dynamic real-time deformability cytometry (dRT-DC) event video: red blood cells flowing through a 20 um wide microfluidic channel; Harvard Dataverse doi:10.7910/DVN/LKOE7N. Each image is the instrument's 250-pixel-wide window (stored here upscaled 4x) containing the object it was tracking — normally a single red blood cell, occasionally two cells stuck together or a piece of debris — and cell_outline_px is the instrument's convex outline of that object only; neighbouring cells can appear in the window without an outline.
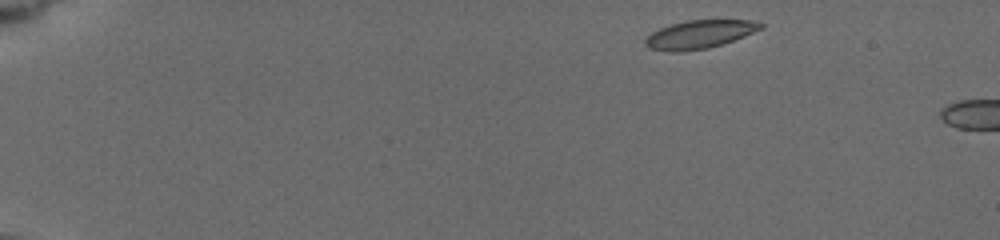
{"species": "common noctule bat (a hibernating species)", "species_latin": "Nyctalus noctula", "temperature_condition": "cold", "stored_images_in_passage": 5, "camera_frame_rate_fps": 3000, "um_per_image_px": 0.085, "animal": {"sex": "female", "body_mass_g": 19.5, "forearm_length_mm": 54.1}, "frame": {"image": 1, "passage_image": 2, "time_ms": 0.667, "image_size_px": [1000, 240], "cell_outline_px": [[764, 28], [744, 36], [708, 48], [680, 52], [668, 52], [648, 48], [644, 44], [644, 40], [652, 32], [660, 28], [684, 20], [752, 20], [764, 24]], "centroid_in_image_um": [59.43, 2.92], "position_along_channel_um": 25.6, "area_um2": 19.02}}